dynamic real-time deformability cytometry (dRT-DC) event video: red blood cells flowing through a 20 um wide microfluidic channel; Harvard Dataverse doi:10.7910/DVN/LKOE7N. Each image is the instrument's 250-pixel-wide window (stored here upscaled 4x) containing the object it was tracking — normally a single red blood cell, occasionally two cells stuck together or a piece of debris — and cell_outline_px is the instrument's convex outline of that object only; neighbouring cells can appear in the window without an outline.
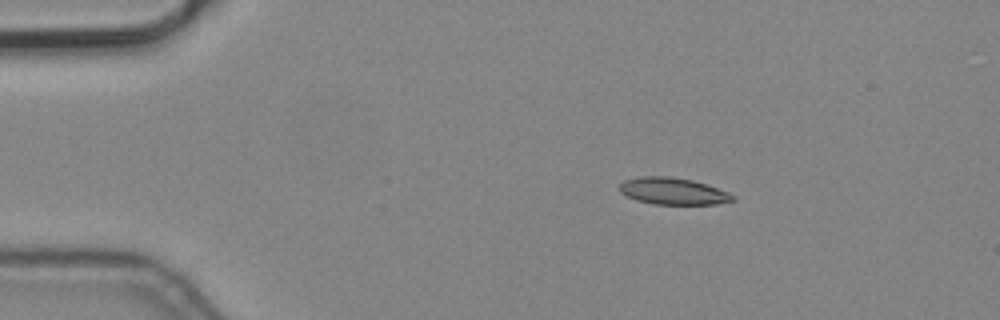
{"species": "common noctule bat (a hibernating species)", "species_latin": "Nyctalus noctula", "temperature_condition": "cold", "stored_images_in_passage": 4, "camera_frame_rate_fps": 3000, "um_per_image_px": 0.085, "animal": {"sex": "male", "body_mass_g": 19.2, "forearm_length_mm": 51.8}, "frame": {"image": 1, "passage_image": 2, "time_ms": 0.333, "image_size_px": [1000, 320], "cell_outline_px": [[736, 200], [716, 204], [652, 204], [636, 200], [620, 192], [620, 184], [624, 180], [640, 176], [668, 176], [692, 180], [728, 192], [736, 196]], "centroid_in_image_um": [57.2, 16.25], "position_along_channel_um": 27.8, "area_um2": 17.63}}